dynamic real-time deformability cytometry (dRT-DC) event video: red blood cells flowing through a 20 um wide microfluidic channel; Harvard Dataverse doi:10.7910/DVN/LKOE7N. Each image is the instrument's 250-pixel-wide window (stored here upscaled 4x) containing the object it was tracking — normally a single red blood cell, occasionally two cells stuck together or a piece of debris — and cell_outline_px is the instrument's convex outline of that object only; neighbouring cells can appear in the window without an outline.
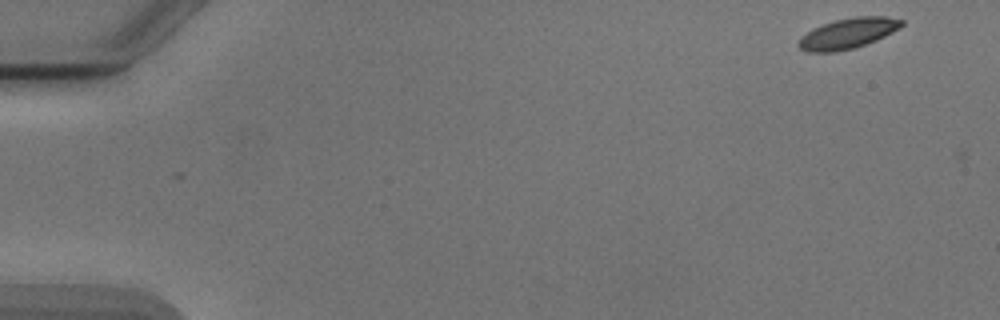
{"species": "Egyptian fruit bat (a non-hibernating species)", "species_latin": "Rousettus aegyptiacus", "temperature_condition": "cold", "stored_images_in_passage": 4, "camera_frame_rate_fps": 3000, "um_per_image_px": 0.085, "animal": {"sex": "male"}, "frame": {"image": 1, "passage_image": 2, "time_ms": 0.333, "image_size_px": [1000, 320], "cell_outline_px": [[904, 24], [900, 28], [876, 40], [852, 48], [836, 52], [808, 52], [800, 48], [796, 44], [800, 36], [812, 28], [836, 20], [856, 16], [888, 16], [904, 20]], "centroid_in_image_um": [72.06, 2.83], "position_along_channel_um": 12.9, "area_um2": 18.32}}